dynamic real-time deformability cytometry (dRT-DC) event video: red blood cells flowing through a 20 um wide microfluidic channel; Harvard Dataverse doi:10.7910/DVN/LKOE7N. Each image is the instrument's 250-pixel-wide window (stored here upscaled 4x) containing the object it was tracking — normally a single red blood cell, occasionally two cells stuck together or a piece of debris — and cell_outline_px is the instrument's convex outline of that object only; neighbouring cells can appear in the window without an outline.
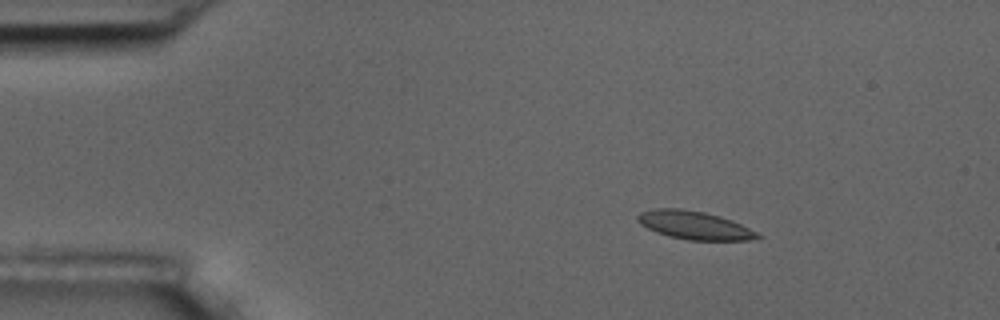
{"species": "common noctule bat (a hibernating species)", "species_latin": "Nyctalus noctula", "temperature_condition": "room temperature", "stored_images_in_passage": 4, "camera_frame_rate_fps": 3000, "um_per_image_px": 0.085, "animal": {"sex": "male", "body_mass_g": 17.5, "forearm_length_mm": 52.3}, "frame": {"image": 1, "passage_image": 2, "time_ms": 2.0, "image_size_px": [1000, 320], "cell_outline_px": [[764, 236], [752, 240], [688, 240], [668, 236], [656, 232], [640, 224], [636, 220], [636, 216], [640, 212], [652, 208], [680, 208], [704, 212], [720, 216], [732, 220]], "centroid_in_image_um": [58.99, 19.14], "position_along_channel_um": 26.0, "area_um2": 19.83}}